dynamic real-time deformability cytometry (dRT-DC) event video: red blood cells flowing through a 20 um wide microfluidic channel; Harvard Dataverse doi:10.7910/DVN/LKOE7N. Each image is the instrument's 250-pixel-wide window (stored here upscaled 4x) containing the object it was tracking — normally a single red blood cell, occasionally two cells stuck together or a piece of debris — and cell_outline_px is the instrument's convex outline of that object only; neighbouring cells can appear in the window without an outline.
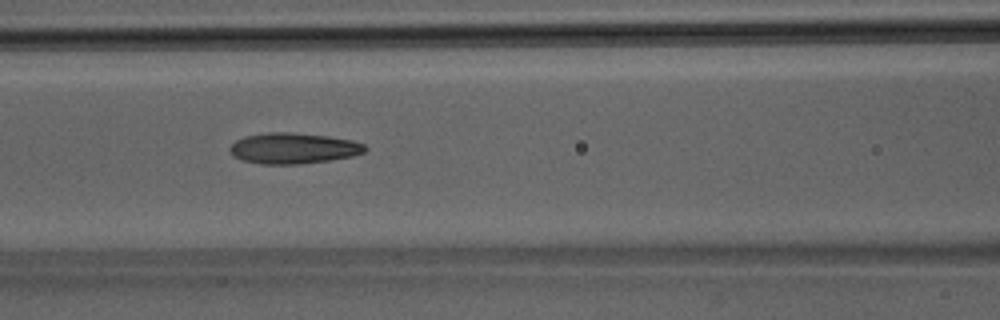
{"species": "Egyptian fruit bat (a non-hibernating species)", "species_latin": "Rousettus aegyptiacus", "temperature_condition": "room temperature", "stored_images_in_passage": 37, "camera_frame_rate_fps": 3000, "um_per_image_px": 0.085, "animal": {"sex": "male"}, "frame": {"image": 1, "passage_image": 14, "time_ms": 4.333, "image_size_px": [1000, 320], "cell_outline_px": [[368, 148], [364, 152], [352, 156], [328, 160], [300, 164], [260, 164], [244, 160], [232, 156], [228, 148], [236, 140], [244, 136], [268, 132], [288, 132], [328, 136], [352, 140], [364, 144]], "centroid_in_image_um": [24.91, 12.6], "position_along_channel_um": 141.7, "area_um2": 24.28}}
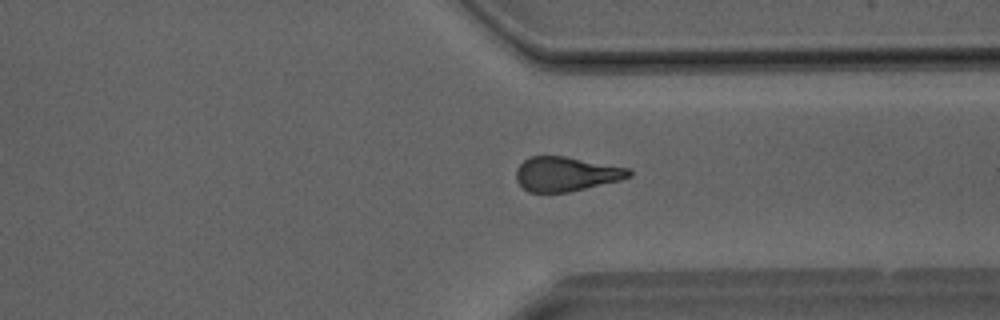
{"frame": {"image": 2, "passage_image": 27, "time_ms": 8.667, "image_size_px": [1000, 320], "cell_outline_px": [[632, 176], [620, 180], [568, 192], [528, 192], [516, 180], [516, 168], [524, 160], [532, 156], [564, 156], [628, 168], [632, 172]], "centroid_in_image_um": [48.1, 14.79], "position_along_channel_um": 363.3, "area_um2": 22.43}}
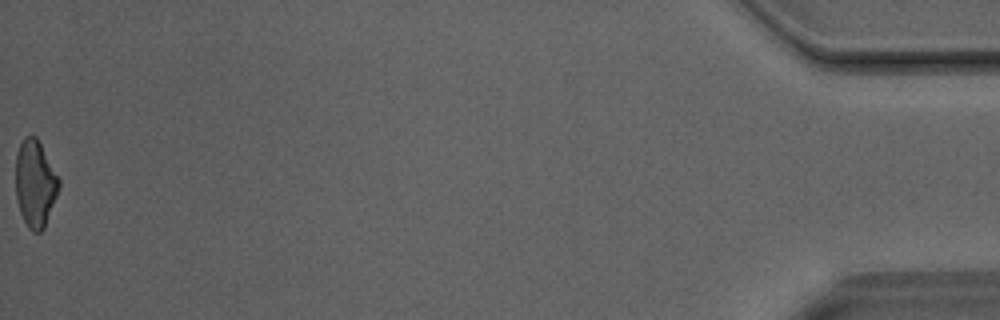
{"frame": {"image": 3, "passage_image": 37, "time_ms": 12.0, "image_size_px": [1000, 320], "cell_outline_px": [[60, 188], [44, 228], [40, 232], [32, 232], [28, 228], [20, 212], [16, 200], [16, 156], [20, 144], [24, 136], [36, 136], [60, 180]], "centroid_in_image_um": [2.99, 15.63], "position_along_channel_um": 432.2, "area_um2": 21.85}}